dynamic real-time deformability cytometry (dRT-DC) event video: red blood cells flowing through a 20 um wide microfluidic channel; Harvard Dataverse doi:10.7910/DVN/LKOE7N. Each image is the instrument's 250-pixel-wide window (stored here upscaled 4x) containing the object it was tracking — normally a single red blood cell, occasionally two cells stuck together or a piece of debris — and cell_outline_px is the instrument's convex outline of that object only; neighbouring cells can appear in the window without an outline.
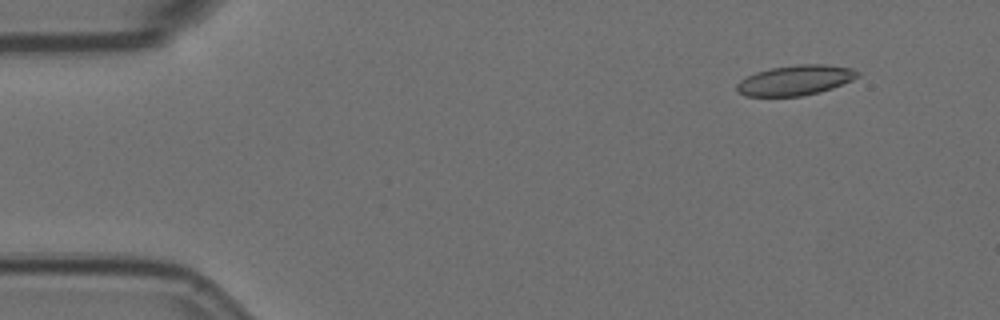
{"species": "Egyptian fruit bat (a non-hibernating species)", "species_latin": "Rousettus aegyptiacus", "temperature_condition": "room temperature", "stored_images_in_passage": 6, "camera_frame_rate_fps": 3000, "um_per_image_px": 0.085, "animal": {"sex": "female"}, "frame": {"image": 1, "passage_image": 2, "time_ms": 0.333, "image_size_px": [1000, 320], "cell_outline_px": [[860, 76], [852, 80], [832, 88], [820, 92], [800, 96], [744, 96], [736, 92], [736, 84], [740, 80], [756, 72], [768, 68], [800, 64], [828, 64], [852, 68], [860, 72]], "centroid_in_image_um": [67.6, 6.81], "position_along_channel_um": 17.4, "area_um2": 21.39}}
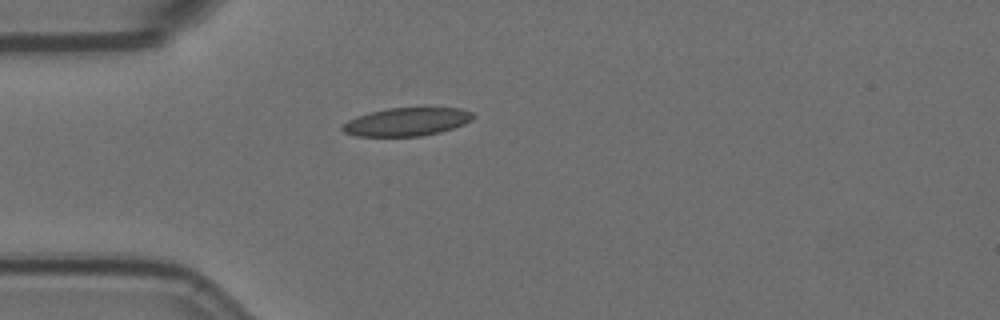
{"frame": {"image": 2, "passage_image": 5, "time_ms": 1.333, "image_size_px": [1000, 320], "cell_outline_px": [[476, 116], [472, 120], [464, 124], [440, 132], [420, 136], [356, 136], [344, 132], [340, 128], [348, 120], [356, 116], [368, 112], [388, 108], [460, 108], [472, 112]], "centroid_in_image_um": [34.57, 10.35], "position_along_channel_um": 50.4, "area_um2": 21.5}}